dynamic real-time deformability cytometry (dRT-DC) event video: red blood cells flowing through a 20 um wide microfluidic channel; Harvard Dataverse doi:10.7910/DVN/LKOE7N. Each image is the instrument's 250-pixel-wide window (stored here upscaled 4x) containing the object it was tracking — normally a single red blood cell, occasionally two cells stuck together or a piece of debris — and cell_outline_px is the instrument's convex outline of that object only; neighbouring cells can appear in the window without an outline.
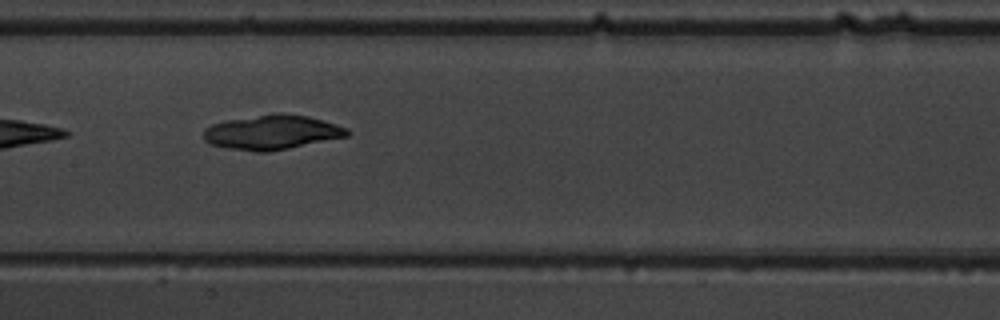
{"species": "common noctule bat (a hibernating species)", "species_latin": "Nyctalus noctula", "temperature_condition": "warm", "stored_images_in_passage": 6, "camera_frame_rate_fps": 3000, "um_per_image_px": 0.085, "animal": {"sex": "male", "body_mass_g": 19.5, "forearm_length_mm": 54.6}, "frame": {"image": 1, "passage_image": 5, "time_ms": 4.667, "image_size_px": [1000, 320], "cell_outline_px": [[352, 132], [348, 136], [268, 152], [256, 152], [228, 148], [212, 144], [204, 140], [204, 128], [212, 124], [224, 120], [276, 112], [284, 112], [308, 116], [336, 124], [348, 128]], "centroid_in_image_um": [23.12, 11.22], "position_along_channel_um": 184.3, "area_um2": 29.07}}
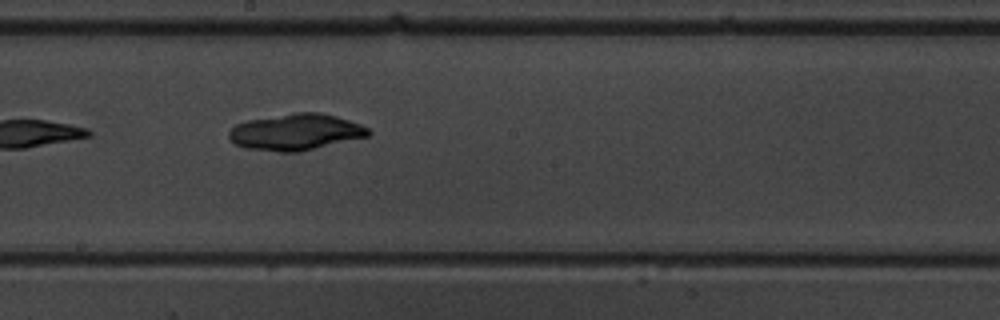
{"frame": {"image": 2, "passage_image": 6, "time_ms": 5.667, "image_size_px": [1000, 320], "cell_outline_px": [[372, 132], [368, 136], [296, 152], [280, 152], [244, 148], [236, 144], [228, 136], [228, 132], [236, 124], [244, 120], [296, 112], [320, 112], [336, 116], [360, 124], [368, 128]], "centroid_in_image_um": [25.1, 11.21], "position_along_channel_um": 223.1, "area_um2": 29.42}}